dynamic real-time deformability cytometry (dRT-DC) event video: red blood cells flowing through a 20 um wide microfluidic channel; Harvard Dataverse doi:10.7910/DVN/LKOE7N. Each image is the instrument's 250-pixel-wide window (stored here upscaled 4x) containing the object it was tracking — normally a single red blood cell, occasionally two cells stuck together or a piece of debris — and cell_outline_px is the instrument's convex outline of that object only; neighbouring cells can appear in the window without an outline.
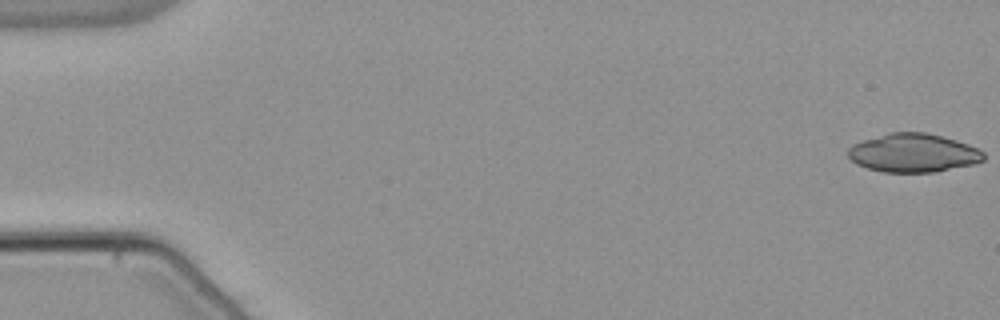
{"species": "common noctule bat (a hibernating species)", "species_latin": "Nyctalus noctula", "temperature_condition": "warm", "stored_images_in_passage": 54, "camera_frame_rate_fps": 3000, "um_per_image_px": 0.085, "animal": {"sex": "male", "body_mass_g": 21.5, "forearm_length_mm": 52.0}, "frame": {"image": 1, "passage_image": 1, "time_ms": 0.0, "image_size_px": [1000, 320], "cell_outline_px": [[984, 160], [976, 164], [936, 172], [884, 172], [868, 168], [856, 164], [848, 156], [848, 148], [852, 144], [888, 132], [924, 132], [956, 140], [968, 144], [984, 152]], "centroid_in_image_um": [77.64, 13.0], "position_along_channel_um": 7.4, "area_um2": 30.52}}